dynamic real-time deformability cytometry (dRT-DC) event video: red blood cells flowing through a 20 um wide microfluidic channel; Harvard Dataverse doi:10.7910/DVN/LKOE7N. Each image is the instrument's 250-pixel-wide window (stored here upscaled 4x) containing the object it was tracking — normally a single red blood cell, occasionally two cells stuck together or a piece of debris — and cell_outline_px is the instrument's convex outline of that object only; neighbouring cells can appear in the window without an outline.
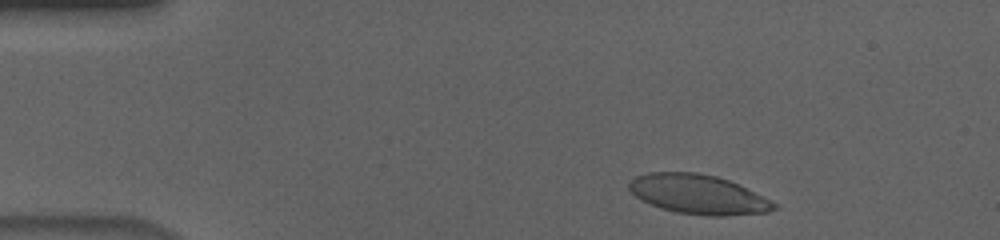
{"species": "human", "species_latin": "Homo sapiens", "temperature_condition": "cold", "stored_images_in_passage": 50, "camera_frame_rate_fps": 3000, "um_per_image_px": 0.085, "donor": {"sex": "male"}, "frame": {"image": 1, "passage_image": 3, "time_ms": 0.667, "image_size_px": [1000, 240], "cell_outline_px": [[776, 208], [768, 212], [724, 216], [704, 216], [676, 212], [660, 208], [640, 200], [628, 188], [628, 184], [636, 176], [648, 172], [696, 172], [716, 176], [728, 180], [764, 196], [776, 204]], "centroid_in_image_um": [59.33, 16.52], "position_along_channel_um": 25.7, "area_um2": 33.29}}
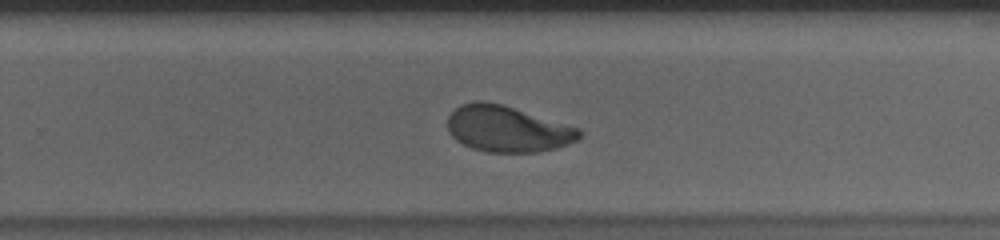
{"frame": {"image": 2, "passage_image": 31, "time_ms": 10.0, "image_size_px": [1000, 240], "cell_outline_px": [[580, 140], [556, 148], [540, 152], [488, 152], [472, 148], [456, 140], [448, 132], [448, 116], [460, 104], [476, 100], [484, 100], [504, 104], [580, 128]], "centroid_in_image_um": [43.14, 10.94], "position_along_channel_um": 286.7, "area_um2": 35.72}}
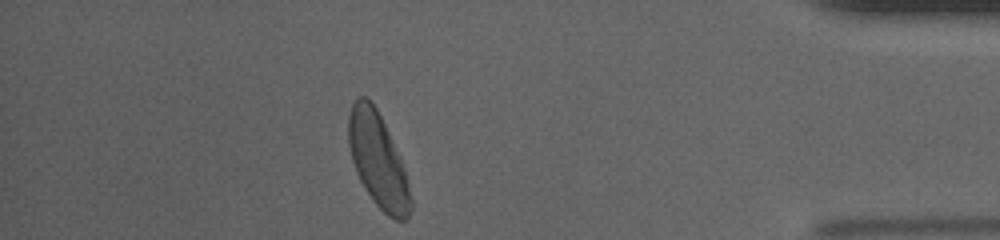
{"frame": {"image": 3, "passage_image": 44, "time_ms": 14.333, "image_size_px": [1000, 240], "cell_outline_px": [[412, 208], [408, 216], [404, 220], [396, 220], [388, 216], [372, 200], [364, 188], [356, 172], [352, 160], [348, 144], [348, 116], [352, 104], [360, 96], [368, 96], [376, 108], [384, 124], [400, 160], [408, 184], [412, 200]], "centroid_in_image_um": [32.09, 13.63], "position_along_channel_um": 403.1, "area_um2": 33.58}, "authors_computed_cell_mechanics": {"area_um2": 35.6337, "velocity_mm_per_s": 3.6286, "shape_relaxation_time_tau1_ms": 3.3629, "shape_relaxation_time_tau2_ms": 1.0428, "deformation_change_tau1": 0.1608, "deformation_change_tau2": 0.0544}}